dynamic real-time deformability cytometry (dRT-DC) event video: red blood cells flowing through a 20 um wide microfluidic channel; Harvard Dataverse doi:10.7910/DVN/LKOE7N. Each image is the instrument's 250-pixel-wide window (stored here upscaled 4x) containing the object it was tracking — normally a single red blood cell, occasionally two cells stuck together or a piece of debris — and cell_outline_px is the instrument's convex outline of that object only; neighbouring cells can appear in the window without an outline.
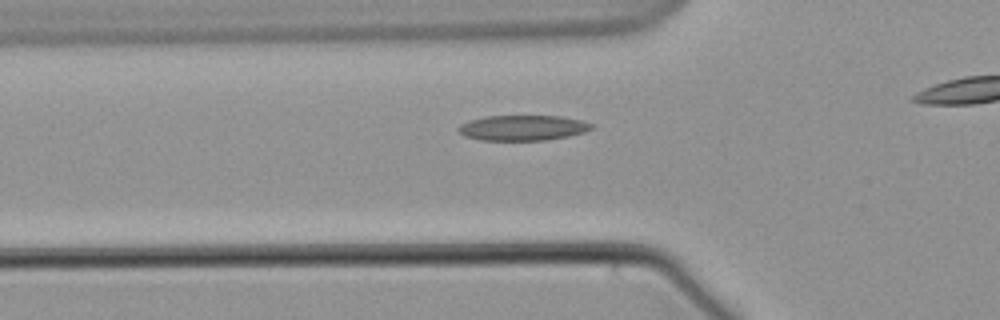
{"species": "common noctule bat (a hibernating species)", "species_latin": "Nyctalus noctula", "temperature_condition": "warm", "stored_images_in_passage": 32, "camera_frame_rate_fps": 3000, "um_per_image_px": 0.085, "animal": {"sex": "male", "body_mass_g": 21.5, "forearm_length_mm": 52.0}, "frame": {"image": 1, "passage_image": 5, "time_ms": 1.333, "image_size_px": [1000, 320], "cell_outline_px": [[596, 124], [592, 128], [584, 132], [568, 136], [544, 140], [480, 140], [464, 136], [456, 128], [460, 124], [484, 116], [560, 116], [580, 120]], "centroid_in_image_um": [44.43, 10.86], "position_along_channel_um": 81.4, "area_um2": 19.59}}
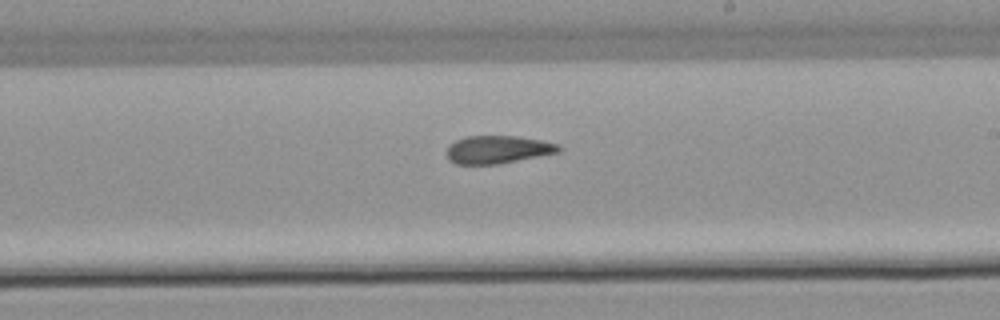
{"frame": {"image": 2, "passage_image": 19, "time_ms": 6.0, "image_size_px": [1000, 320], "cell_outline_px": [[564, 148], [560, 152], [496, 164], [456, 164], [448, 160], [448, 144], [464, 136], [516, 136], [540, 140], [560, 144]], "centroid_in_image_um": [42.32, 12.7], "position_along_channel_um": 246.7, "area_um2": 18.21}}